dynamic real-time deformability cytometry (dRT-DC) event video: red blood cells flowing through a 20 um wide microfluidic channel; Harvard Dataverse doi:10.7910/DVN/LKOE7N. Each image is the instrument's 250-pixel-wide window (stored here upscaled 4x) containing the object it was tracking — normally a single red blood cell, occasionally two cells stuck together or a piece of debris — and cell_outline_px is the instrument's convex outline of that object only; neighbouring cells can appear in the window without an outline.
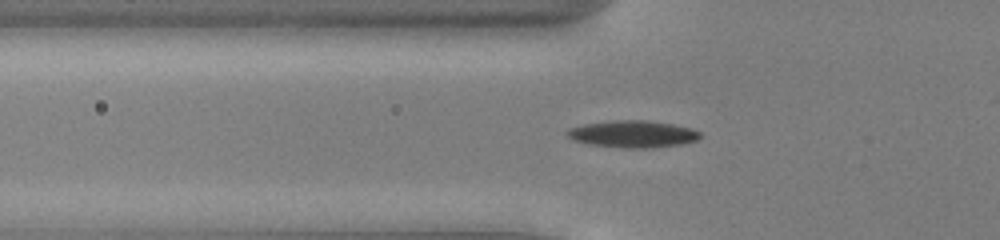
{"species": "common noctule bat (a hibernating species)", "species_latin": "Nyctalus noctula", "temperature_condition": "cold", "stored_images_in_passage": 53, "camera_frame_rate_fps": 3000, "um_per_image_px": 0.085, "animal": {"sex": "male", "body_mass_g": 13.0, "forearm_length_mm": 53.1}, "frame": {"image": 1, "passage_image": 19, "time_ms": 6.0, "image_size_px": [1000, 240], "cell_outline_px": [[704, 136], [696, 140], [684, 144], [652, 148], [624, 148], [588, 144], [576, 140], [568, 136], [564, 132], [568, 128], [584, 124], [616, 120], [644, 120], [672, 124], [692, 128], [700, 132]], "centroid_in_image_um": [53.82, 11.4], "position_along_channel_um": 72.0, "area_um2": 21.04}}
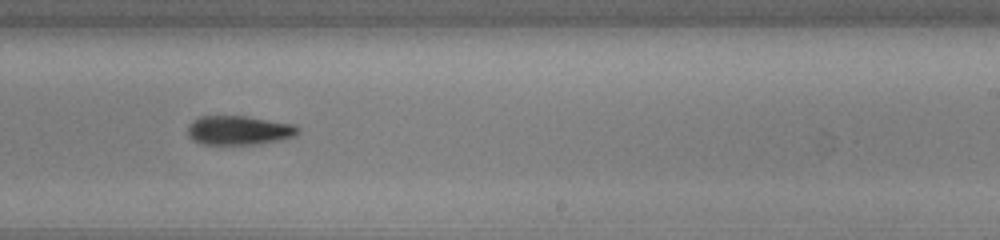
{"frame": {"image": 2, "passage_image": 34, "time_ms": 11.0, "image_size_px": [1000, 240], "cell_outline_px": [[300, 132], [296, 136], [280, 140], [260, 144], [204, 144], [192, 140], [188, 136], [188, 124], [192, 120], [200, 116], [248, 116], [296, 124], [300, 128]], "centroid_in_image_um": [20.35, 11.07], "position_along_channel_um": 268.7, "area_um2": 19.07}}
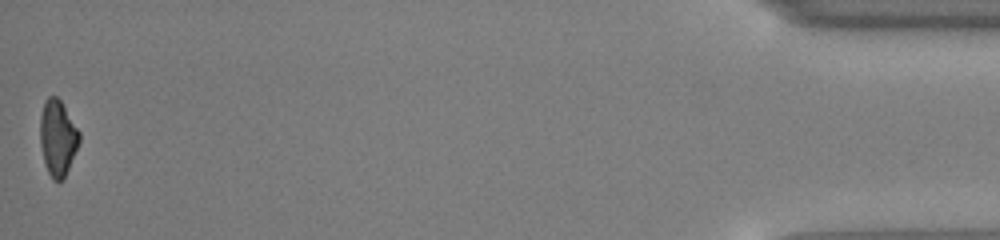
{"frame": {"image": 3, "passage_image": 53, "time_ms": 17.333, "image_size_px": [1000, 240], "cell_outline_px": [[80, 140], [64, 180], [52, 180], [44, 164], [40, 144], [40, 116], [44, 100], [48, 96], [56, 96], [60, 100], [80, 132]], "centroid_in_image_um": [4.89, 11.72], "position_along_channel_um": 430.3, "area_um2": 17.4}, "authors_computed_cell_mechanics": {"area_um2": 18.3804, "velocity_mm_per_s": 3.9561, "shape_relaxation_time_tau1_ms": 3.7229, "shape_relaxation_time_tau2_ms": null, "deformation_change_tau1": 0.1279, "deformation_change_tau2": null}}